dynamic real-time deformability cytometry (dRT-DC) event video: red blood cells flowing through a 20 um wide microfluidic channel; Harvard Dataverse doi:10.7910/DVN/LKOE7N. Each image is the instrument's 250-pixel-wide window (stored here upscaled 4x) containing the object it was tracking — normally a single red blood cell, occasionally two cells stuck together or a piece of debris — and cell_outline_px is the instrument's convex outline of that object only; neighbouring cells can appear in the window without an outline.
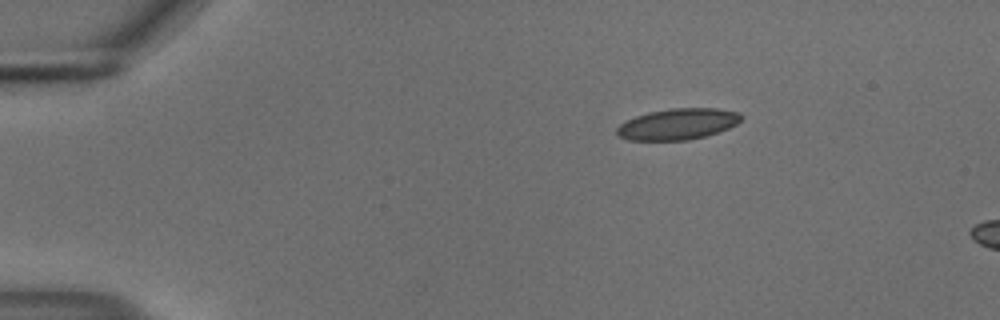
{"species": "common noctule bat (a hibernating species)", "species_latin": "Nyctalus noctula", "temperature_condition": "cold", "stored_images_in_passage": 5, "camera_frame_rate_fps": 3000, "um_per_image_px": 0.085, "animal": {"sex": "male", "body_mass_g": 18.8}, "frame": {"image": 1, "passage_image": 1, "time_ms": 0.0, "image_size_px": [1000, 320], "cell_outline_px": [[744, 116], [736, 124], [728, 128], [704, 136], [688, 140], [628, 140], [620, 136], [616, 132], [616, 128], [620, 124], [636, 116], [648, 112], [672, 108], [716, 108], [740, 112]], "centroid_in_image_um": [57.62, 10.54], "position_along_channel_um": 27.4, "area_um2": 22.43}}